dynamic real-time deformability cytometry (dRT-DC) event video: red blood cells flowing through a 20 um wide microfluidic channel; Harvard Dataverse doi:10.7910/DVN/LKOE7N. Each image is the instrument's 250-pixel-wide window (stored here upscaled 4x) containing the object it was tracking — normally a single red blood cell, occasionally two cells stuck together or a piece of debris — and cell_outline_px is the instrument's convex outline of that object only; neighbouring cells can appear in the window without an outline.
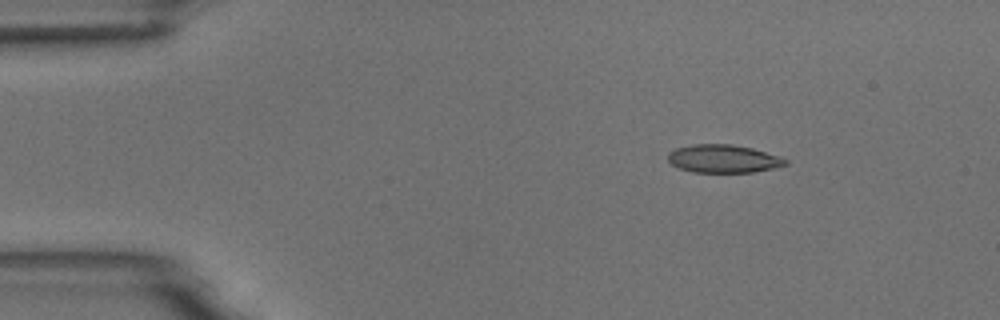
{"species": "common noctule bat (a hibernating species)", "species_latin": "Nyctalus noctula", "temperature_condition": "room temperature", "stored_images_in_passage": 5, "camera_frame_rate_fps": 3000, "um_per_image_px": 0.085, "animal": {"sex": "male", "body_mass_g": 18.8}, "frame": {"image": 1, "passage_image": 3, "time_ms": 2.0, "image_size_px": [1000, 320], "cell_outline_px": [[788, 164], [772, 168], [752, 172], [692, 172], [680, 168], [672, 164], [668, 160], [668, 152], [676, 148], [692, 144], [732, 144], [752, 148], [788, 160]], "centroid_in_image_um": [61.44, 13.49], "position_along_channel_um": 23.6, "area_um2": 19.02}}